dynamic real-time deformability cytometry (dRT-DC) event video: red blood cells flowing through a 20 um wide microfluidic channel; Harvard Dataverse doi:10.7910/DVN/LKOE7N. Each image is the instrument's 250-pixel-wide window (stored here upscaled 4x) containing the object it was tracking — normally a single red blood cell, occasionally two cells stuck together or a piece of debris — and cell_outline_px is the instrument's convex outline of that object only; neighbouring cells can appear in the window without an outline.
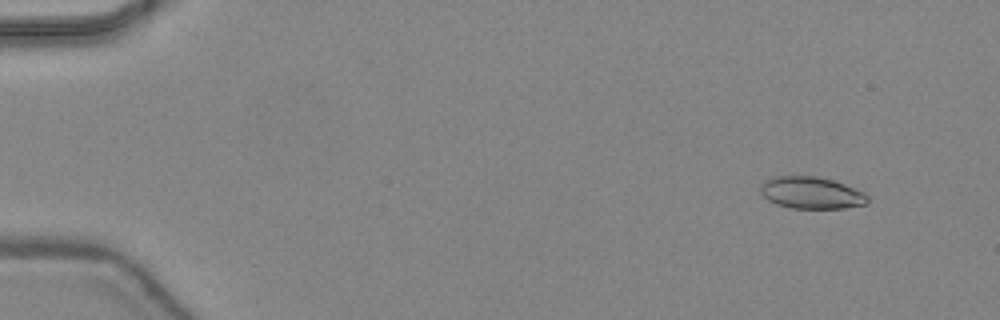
{"species": "common noctule bat (a hibernating species)", "species_latin": "Nyctalus noctula", "temperature_condition": "warm", "stored_images_in_passage": 16, "camera_frame_rate_fps": 3000, "um_per_image_px": 0.085, "animal": {"sex": "female", "body_mass_g": 24.6, "forearm_length_mm": 56.2}, "frame": {"image": 1, "passage_image": 5, "time_ms": 1.333, "image_size_px": [1000, 320], "cell_outline_px": [[868, 204], [844, 208], [792, 208], [776, 204], [768, 200], [760, 192], [760, 184], [764, 180], [772, 176], [816, 176], [832, 180], [844, 184], [864, 192], [868, 196]], "centroid_in_image_um": [68.94, 16.38], "position_along_channel_um": 16.1, "area_um2": 20.06}}